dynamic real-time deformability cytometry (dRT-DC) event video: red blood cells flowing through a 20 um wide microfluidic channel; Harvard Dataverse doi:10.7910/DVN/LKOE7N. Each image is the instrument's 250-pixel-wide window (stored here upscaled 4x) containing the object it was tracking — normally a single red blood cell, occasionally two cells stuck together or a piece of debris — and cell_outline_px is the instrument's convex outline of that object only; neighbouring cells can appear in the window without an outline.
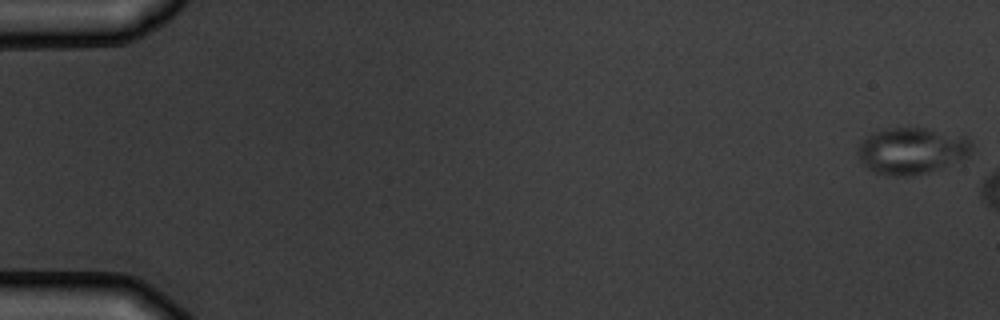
{"species": "common noctule bat (a hibernating species)", "species_latin": "Nyctalus noctula", "temperature_condition": "warm", "stored_images_in_passage": 6, "camera_frame_rate_fps": 3000, "um_per_image_px": 0.085, "animal": {"sex": "male", "body_mass_g": 19.5, "forearm_length_mm": 54.6}, "frame": {"image": 1, "passage_image": 1, "time_ms": 0.0, "image_size_px": [1000, 320], "cell_outline_px": [[972, 152], [968, 156], [960, 160], [940, 168], [928, 172], [908, 176], [888, 176], [876, 172], [868, 168], [860, 160], [856, 148], [860, 140], [872, 132], [884, 128], [924, 128], [968, 136], [972, 140]], "centroid_in_image_um": [77.49, 12.79], "position_along_channel_um": 7.5, "area_um2": 31.27}}